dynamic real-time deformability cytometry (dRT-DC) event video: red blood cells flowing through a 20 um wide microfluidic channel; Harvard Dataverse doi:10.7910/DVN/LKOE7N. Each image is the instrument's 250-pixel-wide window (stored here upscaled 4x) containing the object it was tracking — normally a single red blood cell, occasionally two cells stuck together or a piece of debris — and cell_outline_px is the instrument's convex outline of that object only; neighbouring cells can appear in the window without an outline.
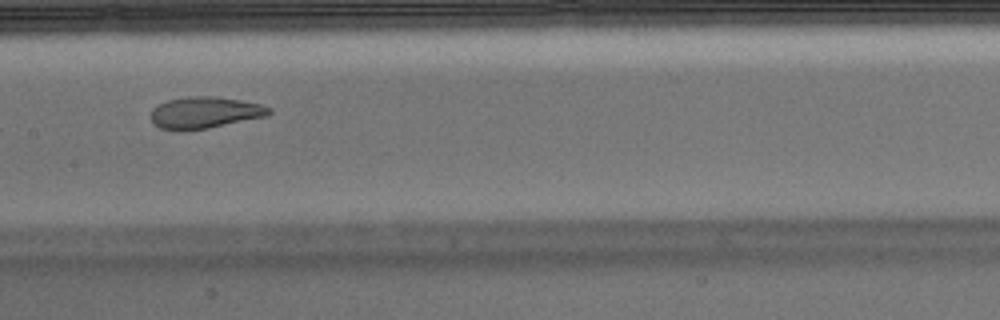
{"species": "Egyptian fruit bat (a non-hibernating species)", "species_latin": "Rousettus aegyptiacus", "temperature_condition": "warm", "stored_images_in_passage": 9, "camera_frame_rate_fps": 3000, "um_per_image_px": 0.085, "animal": {"sex": "male"}, "frame": {"image": 1, "passage_image": 8, "time_ms": 2.333, "image_size_px": [1000, 320], "cell_outline_px": [[272, 112], [268, 116], [208, 128], [180, 132], [176, 132], [160, 128], [152, 124], [152, 108], [168, 100], [188, 96], [216, 96], [240, 100], [260, 104], [272, 108]], "centroid_in_image_um": [17.4, 9.59], "position_along_channel_um": 190.0, "area_um2": 22.08}}